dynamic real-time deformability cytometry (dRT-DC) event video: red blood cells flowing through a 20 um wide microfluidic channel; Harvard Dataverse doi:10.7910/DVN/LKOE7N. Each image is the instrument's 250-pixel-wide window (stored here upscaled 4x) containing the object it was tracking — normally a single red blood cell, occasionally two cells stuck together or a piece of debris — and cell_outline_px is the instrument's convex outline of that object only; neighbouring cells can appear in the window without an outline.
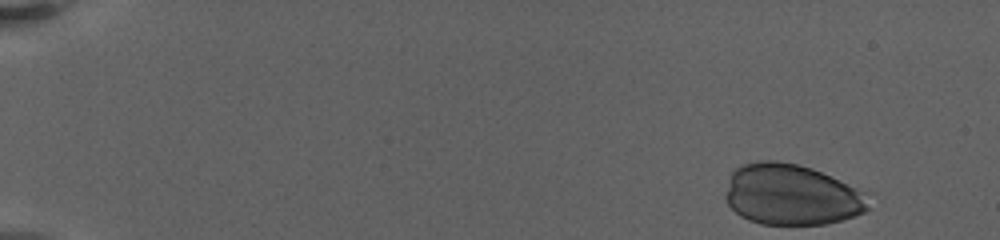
{"species": "human", "species_latin": "Homo sapiens", "temperature_condition": "warm", "stored_images_in_passage": 74, "camera_frame_rate_fps": 3000, "um_per_image_px": 0.085, "donor": {"sex": "female"}, "frame": {"image": 1, "passage_image": 1, "time_ms": 0.0, "image_size_px": [1000, 240], "cell_outline_px": [[868, 208], [864, 212], [856, 216], [824, 224], [760, 224], [748, 220], [740, 216], [728, 204], [724, 196], [732, 172], [736, 168], [744, 164], [760, 160], [776, 160], [796, 164], [812, 168], [856, 188], [864, 192]], "centroid_in_image_um": [67.23, 16.55], "position_along_channel_um": 17.8, "area_um2": 50.4}}
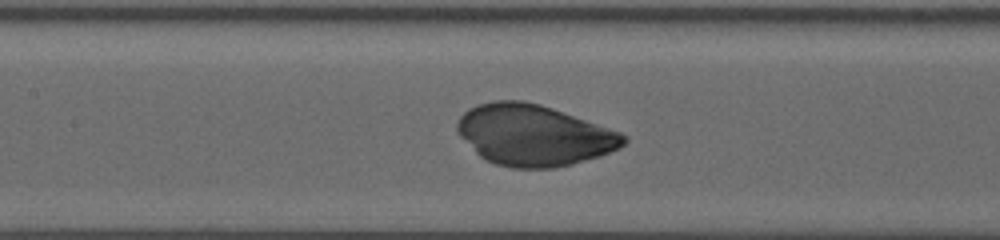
{"frame": {"image": 2, "passage_image": 45, "time_ms": 9.0, "image_size_px": [1000, 240], "cell_outline_px": [[628, 140], [620, 148], [600, 156], [572, 164], [552, 168], [512, 168], [496, 164], [480, 156], [456, 132], [456, 124], [460, 116], [468, 108], [476, 104], [492, 100], [524, 100], [540, 104], [552, 108], [620, 132], [628, 136]], "centroid_in_image_um": [45.36, 11.48], "position_along_channel_um": 162.0, "area_um2": 59.19}}
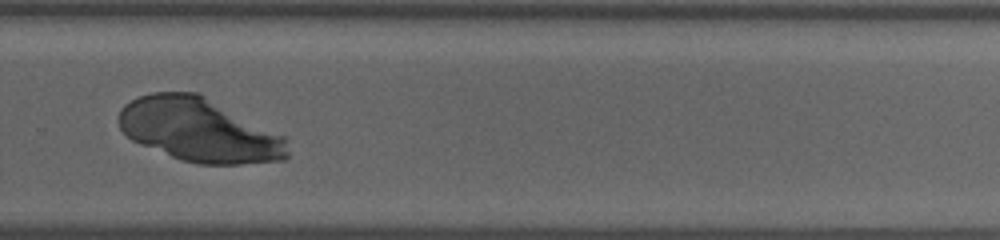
{"frame": {"image": 3, "passage_image": 62, "time_ms": 13.667, "image_size_px": [1000, 240], "cell_outline_px": [[288, 156], [284, 160], [240, 164], [196, 164], [180, 160], [140, 144], [132, 140], [120, 128], [120, 108], [124, 104], [140, 96], [152, 92], [196, 92], [288, 136]], "centroid_in_image_um": [16.99, 11.06], "position_along_channel_um": 312.8, "area_um2": 62.89}}